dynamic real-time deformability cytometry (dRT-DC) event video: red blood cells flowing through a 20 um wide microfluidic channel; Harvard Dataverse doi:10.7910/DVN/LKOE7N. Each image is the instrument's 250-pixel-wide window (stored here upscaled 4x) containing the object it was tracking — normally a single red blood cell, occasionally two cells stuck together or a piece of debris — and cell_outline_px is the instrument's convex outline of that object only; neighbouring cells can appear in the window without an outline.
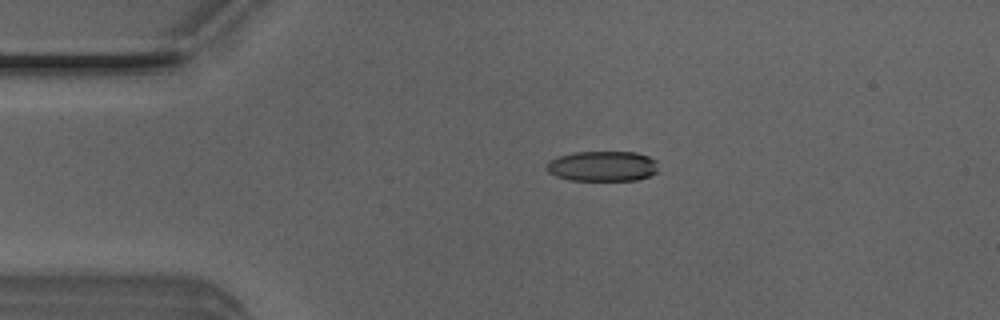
{"species": "Egyptian fruit bat (a non-hibernating species)", "species_latin": "Rousettus aegyptiacus", "temperature_condition": "room temperature", "stored_images_in_passage": 30, "camera_frame_rate_fps": 3000, "um_per_image_px": 0.085, "animal": {"sex": "male"}, "frame": {"image": 1, "passage_image": 1, "time_ms": 0.0, "image_size_px": [1000, 320], "cell_outline_px": [[656, 172], [648, 176], [636, 180], [572, 180], [556, 176], [548, 172], [548, 160], [560, 156], [576, 152], [636, 152], [648, 156], [656, 160]], "centroid_in_image_um": [51.22, 14.12], "position_along_channel_um": 33.8, "area_um2": 19.48}}
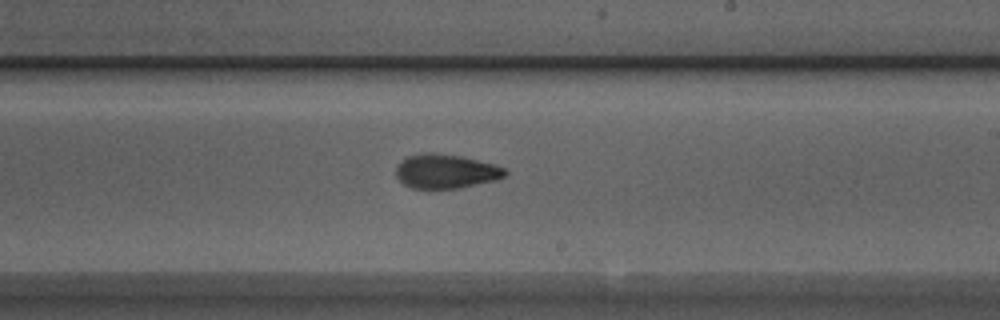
{"frame": {"image": 2, "passage_image": 20, "time_ms": 6.333, "image_size_px": [1000, 320], "cell_outline_px": [[508, 172], [504, 176], [496, 180], [460, 188], [412, 188], [404, 184], [396, 176], [396, 168], [400, 160], [408, 156], [424, 152], [432, 152], [460, 156], [496, 164], [504, 168]], "centroid_in_image_um": [37.89, 14.55], "position_along_channel_um": 251.1, "area_um2": 21.79}}
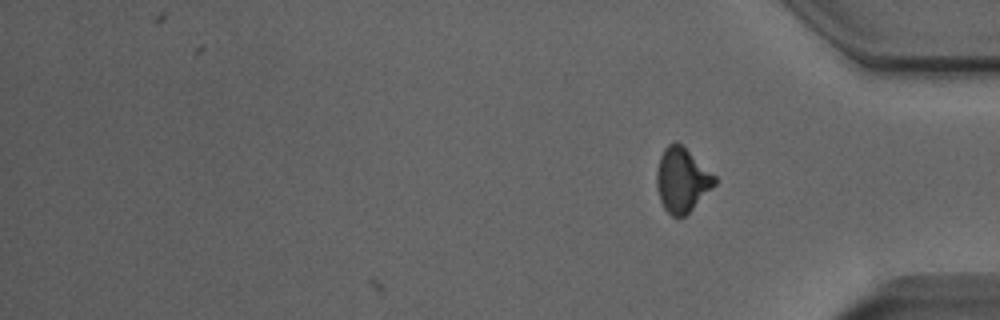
{"frame": {"image": 3, "passage_image": 30, "time_ms": 9.667, "image_size_px": [1000, 320], "cell_outline_px": [[716, 184], [684, 216], [672, 216], [664, 208], [660, 200], [656, 184], [656, 172], [660, 156], [664, 148], [668, 144], [676, 140], [716, 176]], "centroid_in_image_um": [57.94, 15.27], "position_along_channel_um": 377.3, "area_um2": 21.44}, "authors_computed_cell_mechanics": {"area_um2": 21.7328, "velocity_mm_per_s": 4.0247, "shape_relaxation_time_tau1_ms": 5.5983, "shape_relaxation_time_tau2_ms": 2.1878, "deformation_change_tau1": 0.1582, "deformation_change_tau2": 0.0904}}